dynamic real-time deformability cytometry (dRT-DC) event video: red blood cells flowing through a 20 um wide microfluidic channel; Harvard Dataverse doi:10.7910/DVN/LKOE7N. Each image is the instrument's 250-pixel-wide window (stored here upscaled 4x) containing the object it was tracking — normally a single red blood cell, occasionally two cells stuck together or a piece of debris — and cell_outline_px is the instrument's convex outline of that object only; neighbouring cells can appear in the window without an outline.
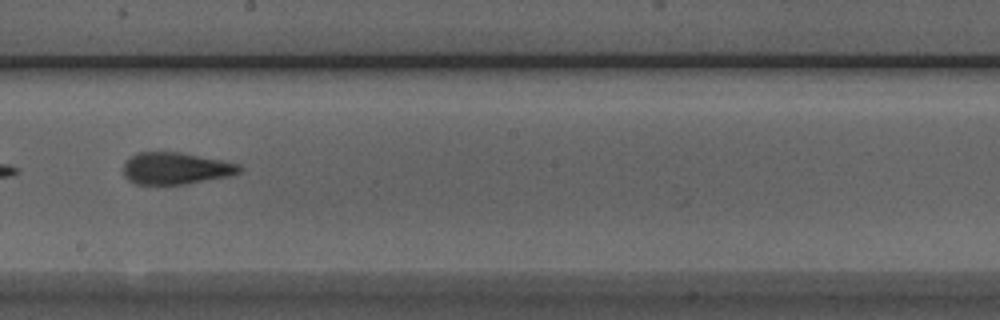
{"species": "Egyptian fruit bat (a non-hibernating species)", "species_latin": "Rousettus aegyptiacus", "temperature_condition": "room temperature", "stored_images_in_passage": 23, "camera_frame_rate_fps": 3000, "um_per_image_px": 0.085, "animal": {"sex": "male"}, "frame": {"image": 1, "passage_image": 14, "time_ms": 4.333, "image_size_px": [1000, 320], "cell_outline_px": [[244, 168], [240, 172], [228, 176], [184, 184], [136, 184], [128, 180], [124, 176], [124, 164], [136, 152], [180, 152], [240, 164]], "centroid_in_image_um": [14.94, 14.31], "position_along_channel_um": 233.3, "area_um2": 21.39}}
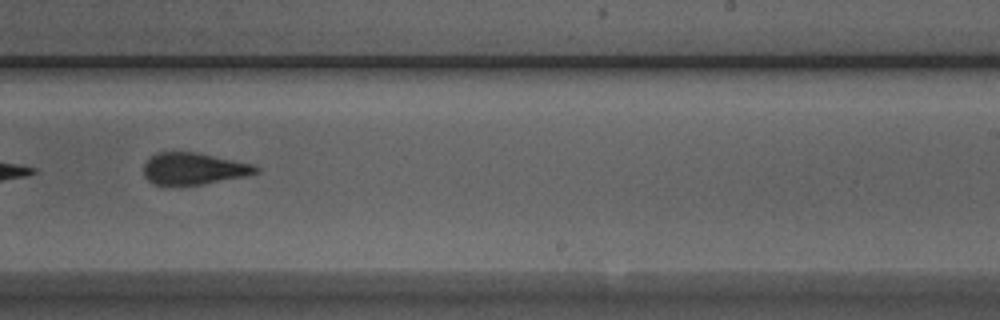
{"frame": {"image": 2, "passage_image": 17, "time_ms": 5.333, "image_size_px": [1000, 320], "cell_outline_px": [[260, 172], [244, 176], [200, 184], [152, 184], [144, 176], [144, 164], [156, 152], [196, 152], [252, 164], [260, 168]], "centroid_in_image_um": [16.45, 14.32], "position_along_channel_um": 272.5, "area_um2": 20.4}}
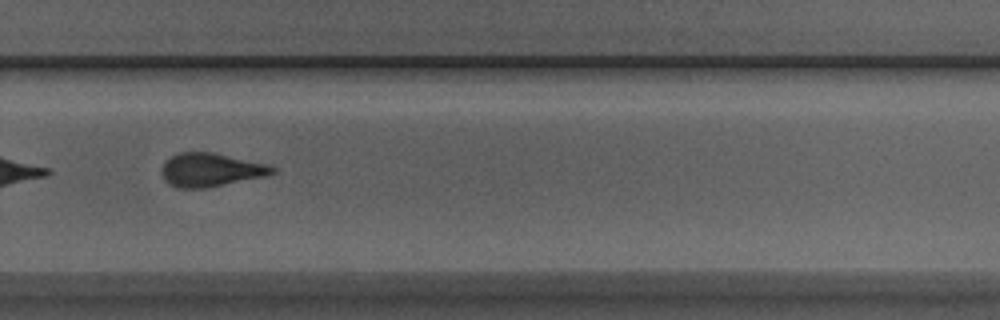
{"frame": {"image": 3, "passage_image": 20, "time_ms": 6.333, "image_size_px": [1000, 320], "cell_outline_px": [[276, 172], [268, 176], [208, 188], [176, 188], [168, 184], [164, 180], [164, 164], [172, 156], [180, 152], [212, 152], [268, 164], [276, 168]], "centroid_in_image_um": [17.98, 14.46], "position_along_channel_um": 311.8, "area_um2": 21.62}}